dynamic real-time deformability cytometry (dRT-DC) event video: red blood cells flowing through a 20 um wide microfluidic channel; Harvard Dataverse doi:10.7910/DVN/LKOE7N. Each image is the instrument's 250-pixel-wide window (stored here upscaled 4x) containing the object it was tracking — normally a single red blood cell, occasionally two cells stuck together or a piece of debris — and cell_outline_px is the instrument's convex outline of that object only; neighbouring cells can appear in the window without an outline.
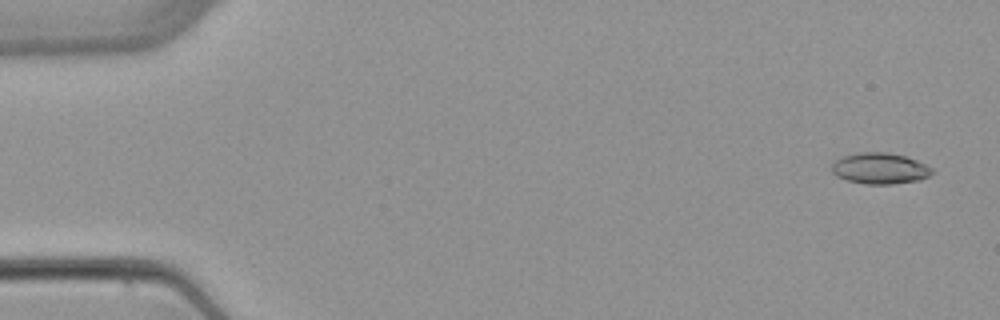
{"species": "common noctule bat (a hibernating species)", "species_latin": "Nyctalus noctula", "temperature_condition": "warm", "stored_images_in_passage": 5, "camera_frame_rate_fps": 3000, "um_per_image_px": 0.085, "animal": {"sex": "female", "body_mass_g": 22.7, "forearm_length_mm": 54.2}, "frame": {"image": 1, "passage_image": 1, "time_ms": 0.0, "image_size_px": [1000, 320], "cell_outline_px": [[936, 172], [920, 180], [892, 184], [864, 184], [848, 180], [836, 176], [832, 172], [832, 164], [836, 160], [844, 156], [860, 152], [888, 152], [904, 156], [916, 160], [932, 168]], "centroid_in_image_um": [74.81, 14.32], "position_along_channel_um": 10.2, "area_um2": 18.15}}
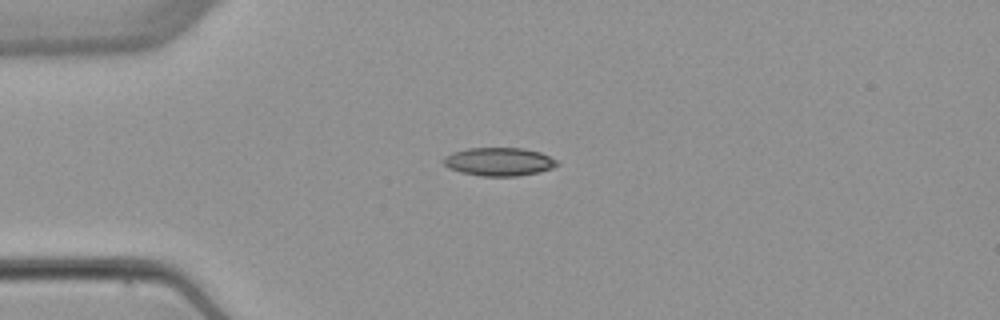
{"frame": {"image": 2, "passage_image": 4, "time_ms": 3.667, "image_size_px": [1000, 320], "cell_outline_px": [[560, 164], [552, 168], [540, 172], [516, 176], [480, 176], [460, 172], [448, 168], [444, 164], [444, 156], [452, 152], [468, 148], [520, 148], [540, 152], [556, 160]], "centroid_in_image_um": [42.4, 13.75], "position_along_channel_um": 42.6, "area_um2": 18.73}}